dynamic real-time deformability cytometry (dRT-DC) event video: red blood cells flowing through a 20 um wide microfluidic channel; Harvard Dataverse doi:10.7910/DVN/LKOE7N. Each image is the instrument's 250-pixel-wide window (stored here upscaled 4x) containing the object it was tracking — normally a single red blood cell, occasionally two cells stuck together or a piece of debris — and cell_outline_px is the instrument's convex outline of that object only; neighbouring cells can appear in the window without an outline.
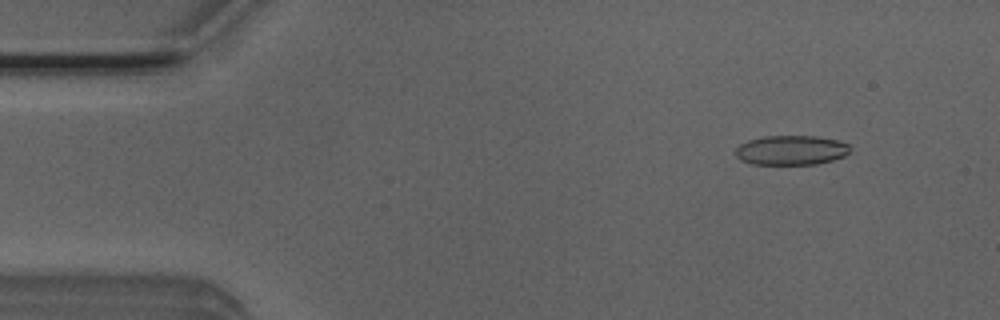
{"species": "Egyptian fruit bat (a non-hibernating species)", "species_latin": "Rousettus aegyptiacus", "temperature_condition": "room temperature", "stored_images_in_passage": 52, "camera_frame_rate_fps": 3000, "um_per_image_px": 0.085, "animal": {"sex": "male"}, "frame": {"image": 1, "passage_image": 6, "time_ms": 1.667, "image_size_px": [1000, 320], "cell_outline_px": [[852, 148], [844, 156], [832, 160], [816, 164], [752, 164], [740, 160], [736, 156], [736, 148], [740, 144], [748, 140], [764, 136], [816, 136], [836, 140], [848, 144]], "centroid_in_image_um": [67.24, 12.76], "position_along_channel_um": 17.8, "area_um2": 19.71}}
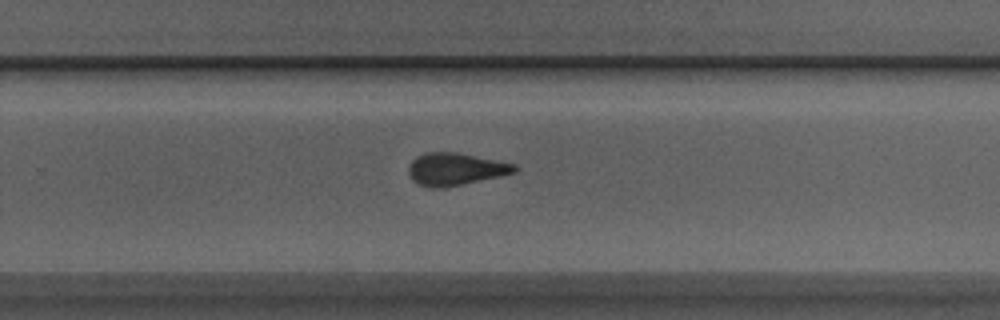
{"frame": {"image": 2, "passage_image": 34, "time_ms": 11.0, "image_size_px": [1000, 320], "cell_outline_px": [[516, 172], [500, 176], [440, 188], [432, 188], [420, 184], [412, 180], [408, 172], [408, 168], [412, 160], [416, 156], [428, 152], [456, 152], [516, 164]], "centroid_in_image_um": [38.68, 14.36], "position_along_channel_um": 291.1, "area_um2": 19.71}}
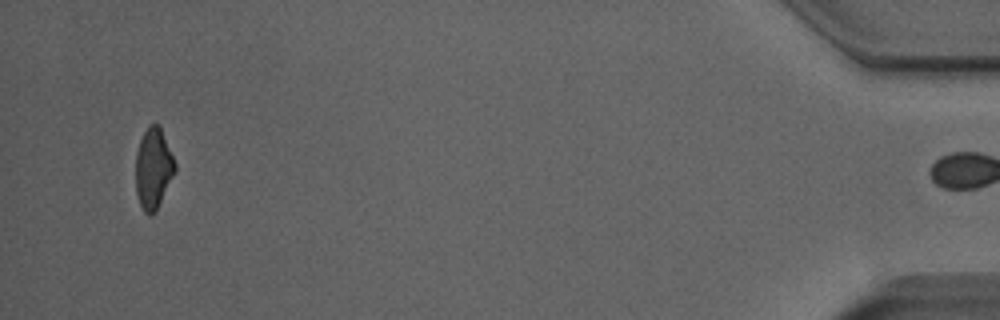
{"frame": {"image": 3, "passage_image": 51, "time_ms": 16.667, "image_size_px": [1000, 320], "cell_outline_px": [[176, 168], [152, 216], [144, 212], [140, 204], [136, 192], [136, 152], [140, 140], [148, 124], [160, 124], [176, 164]], "centroid_in_image_um": [13.02, 14.25], "position_along_channel_um": 422.2, "area_um2": 18.15}, "authors_computed_cell_mechanics": {"area_um2": 20.1144, "velocity_mm_per_s": 3.8709, "shape_relaxation_time_tau1_ms": null, "shape_relaxation_time_tau2_ms": 1.9265, "deformation_change_tau1": null, "deformation_change_tau2": 0.0919}}